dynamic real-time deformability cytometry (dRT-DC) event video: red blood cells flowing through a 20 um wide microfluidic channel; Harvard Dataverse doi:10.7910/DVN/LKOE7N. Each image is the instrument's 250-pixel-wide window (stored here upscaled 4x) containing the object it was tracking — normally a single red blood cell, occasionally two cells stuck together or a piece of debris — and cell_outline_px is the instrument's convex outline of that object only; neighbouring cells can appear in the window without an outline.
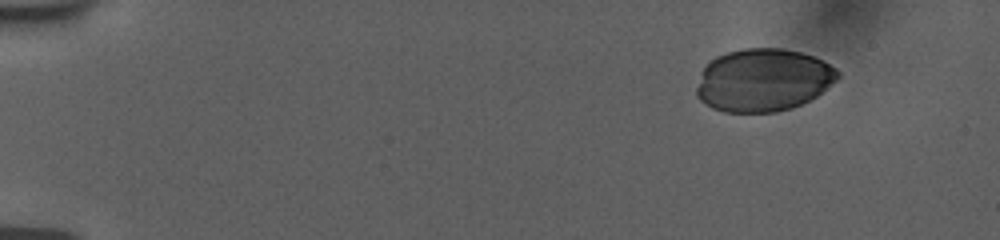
{"species": "human", "species_latin": "Homo sapiens", "temperature_condition": "room temperature", "stored_images_in_passage": 37, "camera_frame_rate_fps": 3000, "um_per_image_px": 0.085, "donor": {"sex": "female"}, "frame": {"image": 1, "passage_image": 1, "time_ms": 0.0, "image_size_px": [1000, 240], "cell_outline_px": [[840, 76], [836, 80], [816, 96], [800, 104], [776, 112], [724, 112], [712, 108], [700, 100], [696, 96], [696, 88], [700, 72], [716, 56], [728, 52], [744, 48], [780, 48], [800, 52], [812, 56], [836, 68], [840, 72]], "centroid_in_image_um": [64.84, 6.81], "position_along_channel_um": 20.2, "area_um2": 51.38}}
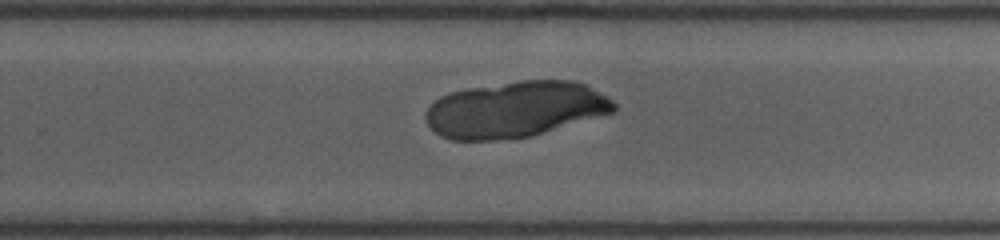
{"frame": {"image": 2, "passage_image": 26, "time_ms": 10.333, "image_size_px": [1000, 240], "cell_outline_px": [[616, 112], [532, 136], [492, 140], [452, 140], [440, 136], [428, 124], [424, 116], [428, 108], [440, 96], [452, 92], [472, 88], [520, 80], [572, 80], [584, 84], [612, 100], [616, 104]], "centroid_in_image_um": [43.81, 9.31], "position_along_channel_um": 286.0, "area_um2": 61.21}}
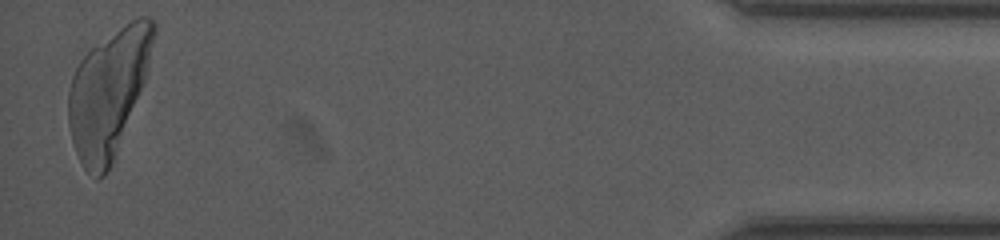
{"frame": {"image": 3, "passage_image": 37, "time_ms": 16.0, "image_size_px": [1000, 240], "cell_outline_px": [[156, 32], [144, 80], [112, 164], [104, 176], [100, 180], [96, 180], [84, 168], [72, 144], [68, 124], [68, 92], [72, 76], [80, 60], [92, 48], [136, 16], [148, 16], [156, 20]], "centroid_in_image_um": [9.2, 7.89], "position_along_channel_um": 426.0, "area_um2": 62.08}}